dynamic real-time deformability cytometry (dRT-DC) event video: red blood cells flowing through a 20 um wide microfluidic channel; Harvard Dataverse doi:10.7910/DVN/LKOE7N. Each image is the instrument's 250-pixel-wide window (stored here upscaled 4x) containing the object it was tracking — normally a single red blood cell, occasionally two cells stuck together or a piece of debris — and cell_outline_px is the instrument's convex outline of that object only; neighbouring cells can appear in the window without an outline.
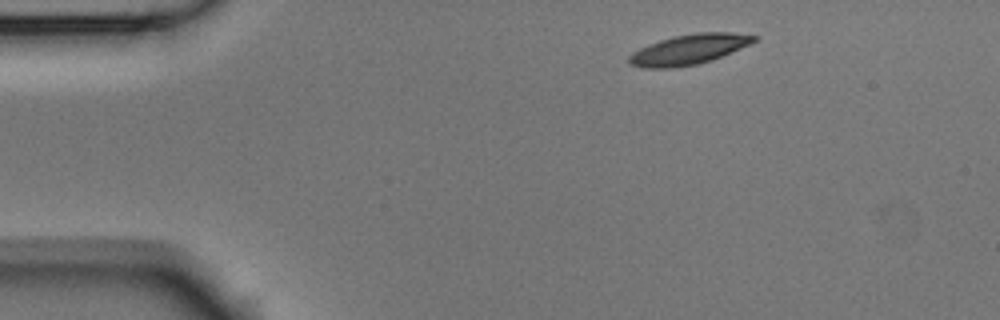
{"species": "Egyptian fruit bat (a non-hibernating species)", "species_latin": "Rousettus aegyptiacus", "temperature_condition": "room temperature", "stored_images_in_passage": 3, "camera_frame_rate_fps": 3000, "um_per_image_px": 0.085, "animal": {"sex": "male"}, "frame": {"image": 1, "passage_image": 1, "time_ms": 0.0, "image_size_px": [1000, 320], "cell_outline_px": [[760, 36], [756, 40], [740, 48], [712, 60], [696, 64], [672, 68], [640, 68], [628, 64], [628, 56], [632, 52], [648, 44], [672, 36], [696, 32], [732, 32]], "centroid_in_image_um": [58.51, 4.2], "position_along_channel_um": 26.5, "area_um2": 22.02}}